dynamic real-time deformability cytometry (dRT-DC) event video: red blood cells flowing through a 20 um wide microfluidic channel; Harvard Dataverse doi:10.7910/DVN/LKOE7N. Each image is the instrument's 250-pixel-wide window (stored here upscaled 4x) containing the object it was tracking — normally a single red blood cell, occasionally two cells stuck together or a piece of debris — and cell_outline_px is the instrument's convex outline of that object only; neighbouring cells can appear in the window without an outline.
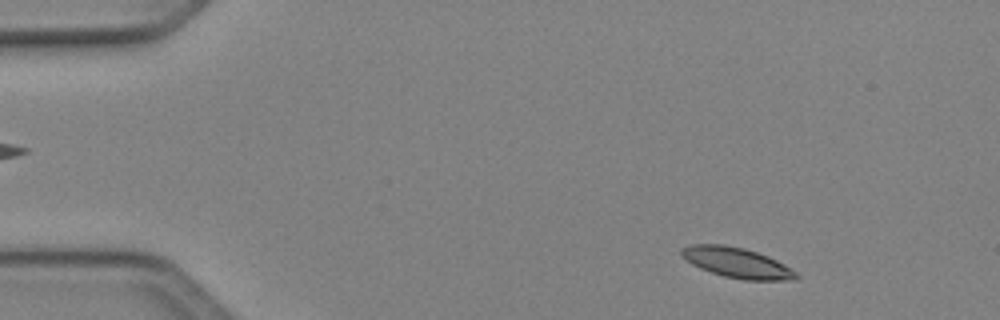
{"species": "Egyptian fruit bat (a non-hibernating species)", "species_latin": "Rousettus aegyptiacus", "temperature_condition": "cold", "stored_images_in_passage": 47, "camera_frame_rate_fps": 3000, "um_per_image_px": 0.085, "animal": {"sex": "female"}, "frame": {"image": 1, "passage_image": 4, "time_ms": 1.0, "image_size_px": [1000, 320], "cell_outline_px": [[800, 276], [796, 280], [744, 280], [724, 276], [700, 268], [692, 264], [680, 256], [680, 248], [692, 244], [724, 244], [744, 248], [768, 256], [784, 264], [796, 272]], "centroid_in_image_um": [62.62, 22.32], "position_along_channel_um": 22.4, "area_um2": 20.29}}
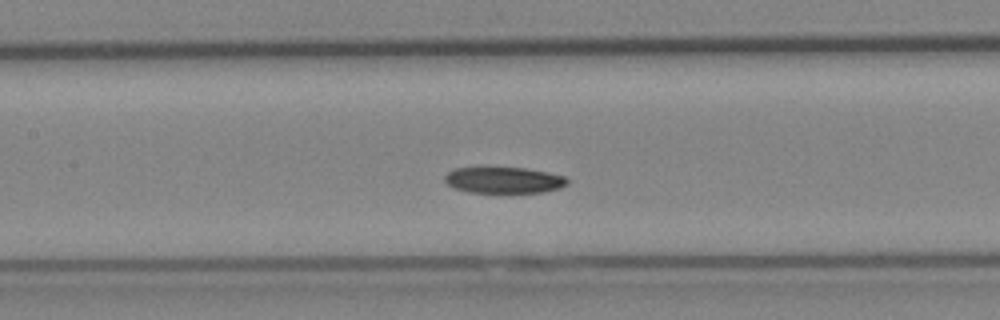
{"frame": {"image": 2, "passage_image": 21, "time_ms": 6.667, "image_size_px": [1000, 320], "cell_outline_px": [[568, 184], [560, 188], [544, 192], [468, 192], [452, 188], [444, 180], [444, 176], [448, 172], [456, 168], [480, 164], [488, 164], [524, 168], [548, 172], [564, 176], [568, 180]], "centroid_in_image_um": [42.75, 15.25], "position_along_channel_um": 164.7, "area_um2": 19.71}}
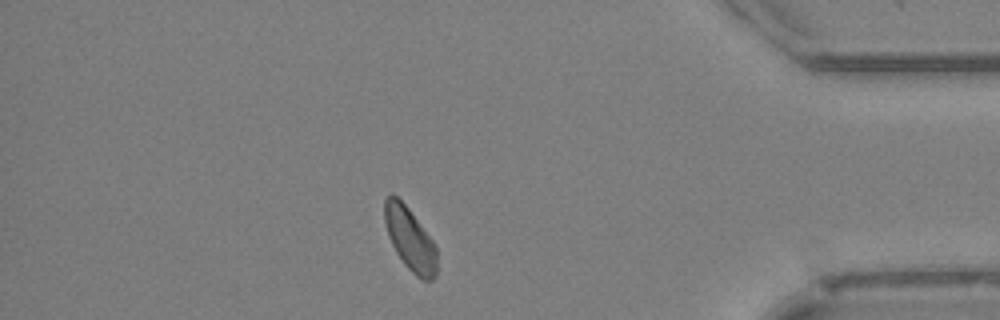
{"frame": {"image": 3, "passage_image": 41, "time_ms": 13.333, "image_size_px": [1000, 320], "cell_outline_px": [[436, 276], [432, 280], [424, 280], [416, 276], [404, 264], [396, 252], [388, 236], [384, 220], [384, 200], [392, 192], [408, 208], [432, 240], [436, 248]], "centroid_in_image_um": [34.83, 20.32], "position_along_channel_um": 400.4, "area_um2": 18.96}, "authors_computed_cell_mechanics": {"area_um2": 19.7676, "velocity_mm_per_s": 4.0639, "shape_relaxation_time_tau1_ms": 4.8096, "shape_relaxation_time_tau2_ms": null, "deformation_change_tau1": 0.0847, "deformation_change_tau2": null}}